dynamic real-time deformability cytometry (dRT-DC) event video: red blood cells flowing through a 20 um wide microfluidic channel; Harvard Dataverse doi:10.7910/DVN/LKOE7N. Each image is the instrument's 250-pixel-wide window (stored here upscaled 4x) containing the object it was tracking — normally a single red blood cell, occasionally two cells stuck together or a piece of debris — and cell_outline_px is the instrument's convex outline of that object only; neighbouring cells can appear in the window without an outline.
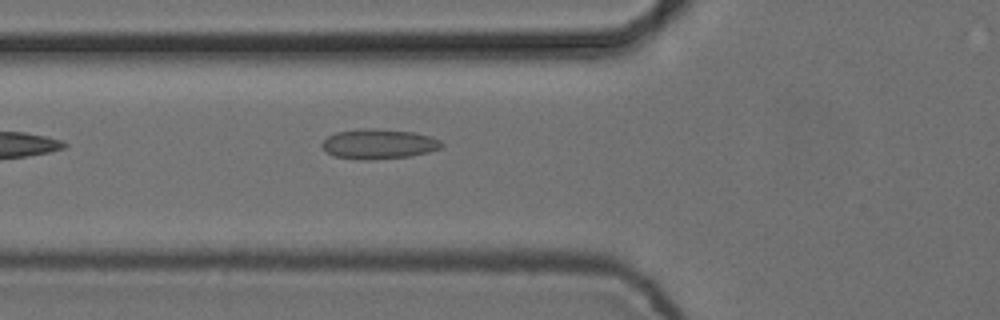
{"species": "common noctule bat (a hibernating species)", "species_latin": "Nyctalus noctula", "temperature_condition": "cold", "stored_images_in_passage": 4, "camera_frame_rate_fps": 3000, "um_per_image_px": 0.085, "animal": {"sex": "female", "body_mass_g": 24.6, "forearm_length_mm": 56.2}, "frame": {"image": 1, "passage_image": 4, "time_ms": 1.0, "image_size_px": [1000, 320], "cell_outline_px": [[444, 144], [440, 148], [428, 152], [412, 156], [372, 160], [368, 160], [332, 156], [320, 144], [328, 136], [336, 132], [360, 128], [376, 128], [416, 132], [432, 136], [440, 140]], "centroid_in_image_um": [32.22, 12.23], "position_along_channel_um": 93.6, "area_um2": 21.1}}